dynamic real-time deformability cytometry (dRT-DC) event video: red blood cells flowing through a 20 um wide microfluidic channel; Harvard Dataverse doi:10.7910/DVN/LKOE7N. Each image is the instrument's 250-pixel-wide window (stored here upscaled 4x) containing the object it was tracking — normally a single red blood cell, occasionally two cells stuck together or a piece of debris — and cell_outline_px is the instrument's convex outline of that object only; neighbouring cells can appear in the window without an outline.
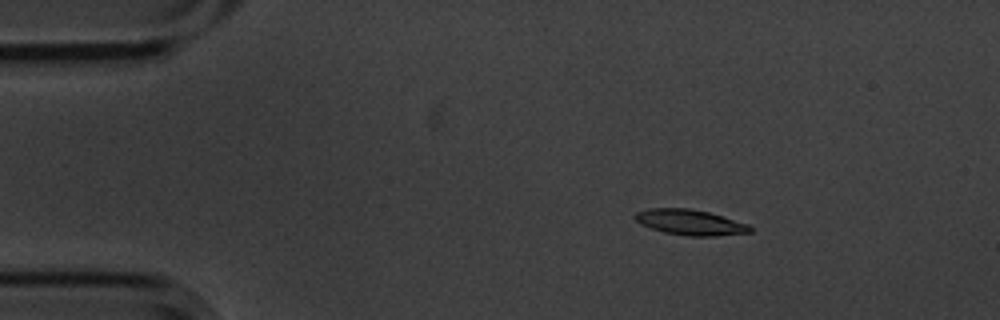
{"species": "common noctule bat (a hibernating species)", "species_latin": "Nyctalus noctula", "temperature_condition": "cold", "stored_images_in_passage": 5, "camera_frame_rate_fps": 3000, "um_per_image_px": 0.085, "animal": {"sex": "male", "body_mass_g": 20.1, "forearm_length_mm": 53.5}, "frame": {"image": 1, "passage_image": 3, "time_ms": 0.667, "image_size_px": [1000, 320], "cell_outline_px": [[752, 232], [716, 236], [688, 236], [664, 232], [640, 224], [632, 216], [636, 212], [648, 208], [688, 208], [708, 212], [724, 216], [748, 224], [752, 228]], "centroid_in_image_um": [58.66, 18.89], "position_along_channel_um": 26.3, "area_um2": 17.17}}